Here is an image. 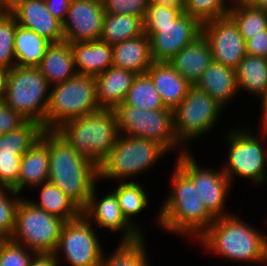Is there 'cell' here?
<instances>
[{"label":"cell","instance_id":"cell-1","mask_svg":"<svg viewBox=\"0 0 267 266\" xmlns=\"http://www.w3.org/2000/svg\"><path fill=\"white\" fill-rule=\"evenodd\" d=\"M48 182L60 188L81 210L98 179V167L80 156L55 130H48Z\"/></svg>","mask_w":267,"mask_h":266},{"label":"cell","instance_id":"cell-2","mask_svg":"<svg viewBox=\"0 0 267 266\" xmlns=\"http://www.w3.org/2000/svg\"><path fill=\"white\" fill-rule=\"evenodd\" d=\"M171 177L172 192L158 213L162 228L180 235L200 237L215 221L193 182L175 165Z\"/></svg>","mask_w":267,"mask_h":266},{"label":"cell","instance_id":"cell-3","mask_svg":"<svg viewBox=\"0 0 267 266\" xmlns=\"http://www.w3.org/2000/svg\"><path fill=\"white\" fill-rule=\"evenodd\" d=\"M197 241L228 259L267 263V236L234 214L216 218Z\"/></svg>","mask_w":267,"mask_h":266},{"label":"cell","instance_id":"cell-4","mask_svg":"<svg viewBox=\"0 0 267 266\" xmlns=\"http://www.w3.org/2000/svg\"><path fill=\"white\" fill-rule=\"evenodd\" d=\"M55 131L76 152L99 167L120 135L114 110L99 109L65 121Z\"/></svg>","mask_w":267,"mask_h":266},{"label":"cell","instance_id":"cell-5","mask_svg":"<svg viewBox=\"0 0 267 266\" xmlns=\"http://www.w3.org/2000/svg\"><path fill=\"white\" fill-rule=\"evenodd\" d=\"M50 87L37 67L14 66L4 73L1 99L26 120L43 125Z\"/></svg>","mask_w":267,"mask_h":266},{"label":"cell","instance_id":"cell-6","mask_svg":"<svg viewBox=\"0 0 267 266\" xmlns=\"http://www.w3.org/2000/svg\"><path fill=\"white\" fill-rule=\"evenodd\" d=\"M95 77L77 74L50 90L44 130H55L67 120L99 110Z\"/></svg>","mask_w":267,"mask_h":266},{"label":"cell","instance_id":"cell-7","mask_svg":"<svg viewBox=\"0 0 267 266\" xmlns=\"http://www.w3.org/2000/svg\"><path fill=\"white\" fill-rule=\"evenodd\" d=\"M166 152L161 144L152 140L120 134L98 167V178H116L125 182L155 165Z\"/></svg>","mask_w":267,"mask_h":266},{"label":"cell","instance_id":"cell-8","mask_svg":"<svg viewBox=\"0 0 267 266\" xmlns=\"http://www.w3.org/2000/svg\"><path fill=\"white\" fill-rule=\"evenodd\" d=\"M65 221L21 198L11 239L35 254H54Z\"/></svg>","mask_w":267,"mask_h":266},{"label":"cell","instance_id":"cell-9","mask_svg":"<svg viewBox=\"0 0 267 266\" xmlns=\"http://www.w3.org/2000/svg\"><path fill=\"white\" fill-rule=\"evenodd\" d=\"M114 112L120 134L152 140L167 151L181 147L174 133L173 110L139 109L122 102Z\"/></svg>","mask_w":267,"mask_h":266},{"label":"cell","instance_id":"cell-10","mask_svg":"<svg viewBox=\"0 0 267 266\" xmlns=\"http://www.w3.org/2000/svg\"><path fill=\"white\" fill-rule=\"evenodd\" d=\"M223 107L210 95L192 86L173 111L174 133L181 144L212 130Z\"/></svg>","mask_w":267,"mask_h":266},{"label":"cell","instance_id":"cell-11","mask_svg":"<svg viewBox=\"0 0 267 266\" xmlns=\"http://www.w3.org/2000/svg\"><path fill=\"white\" fill-rule=\"evenodd\" d=\"M254 135L244 128L233 130L228 135V163L222 171L231 184L234 176L251 179L258 184L265 181L267 148L265 150Z\"/></svg>","mask_w":267,"mask_h":266},{"label":"cell","instance_id":"cell-12","mask_svg":"<svg viewBox=\"0 0 267 266\" xmlns=\"http://www.w3.org/2000/svg\"><path fill=\"white\" fill-rule=\"evenodd\" d=\"M92 223L82 214L64 223L58 240L55 257L63 252L70 266H100L103 251Z\"/></svg>","mask_w":267,"mask_h":266},{"label":"cell","instance_id":"cell-13","mask_svg":"<svg viewBox=\"0 0 267 266\" xmlns=\"http://www.w3.org/2000/svg\"><path fill=\"white\" fill-rule=\"evenodd\" d=\"M176 166L193 182L207 210L215 217L230 215L225 213V201L231 182L221 171L199 167L193 156L184 149L178 156Z\"/></svg>","mask_w":267,"mask_h":266},{"label":"cell","instance_id":"cell-14","mask_svg":"<svg viewBox=\"0 0 267 266\" xmlns=\"http://www.w3.org/2000/svg\"><path fill=\"white\" fill-rule=\"evenodd\" d=\"M202 24L183 12L166 26H144L153 62H168L201 35Z\"/></svg>","mask_w":267,"mask_h":266},{"label":"cell","instance_id":"cell-15","mask_svg":"<svg viewBox=\"0 0 267 266\" xmlns=\"http://www.w3.org/2000/svg\"><path fill=\"white\" fill-rule=\"evenodd\" d=\"M43 126L27 121L20 128L0 135V186L18 193V174L22 155L42 136Z\"/></svg>","mask_w":267,"mask_h":266},{"label":"cell","instance_id":"cell-16","mask_svg":"<svg viewBox=\"0 0 267 266\" xmlns=\"http://www.w3.org/2000/svg\"><path fill=\"white\" fill-rule=\"evenodd\" d=\"M201 34L210 46L213 60L226 67L236 70L247 55L246 41L229 15L203 23Z\"/></svg>","mask_w":267,"mask_h":266},{"label":"cell","instance_id":"cell-17","mask_svg":"<svg viewBox=\"0 0 267 266\" xmlns=\"http://www.w3.org/2000/svg\"><path fill=\"white\" fill-rule=\"evenodd\" d=\"M104 15L102 0H72L61 23L64 41L74 43L99 40Z\"/></svg>","mask_w":267,"mask_h":266},{"label":"cell","instance_id":"cell-18","mask_svg":"<svg viewBox=\"0 0 267 266\" xmlns=\"http://www.w3.org/2000/svg\"><path fill=\"white\" fill-rule=\"evenodd\" d=\"M17 24L51 43L64 41L61 22L46 7L45 0H14L6 7Z\"/></svg>","mask_w":267,"mask_h":266},{"label":"cell","instance_id":"cell-19","mask_svg":"<svg viewBox=\"0 0 267 266\" xmlns=\"http://www.w3.org/2000/svg\"><path fill=\"white\" fill-rule=\"evenodd\" d=\"M96 194L95 185L86 207L82 210V215L87 220L90 222L93 220L92 223L95 222L97 227H104L110 229L112 232L121 230L124 234L122 235L123 238L120 239L121 242L136 241L142 237L124 218L114 192H109L100 200L97 199Z\"/></svg>","mask_w":267,"mask_h":266},{"label":"cell","instance_id":"cell-20","mask_svg":"<svg viewBox=\"0 0 267 266\" xmlns=\"http://www.w3.org/2000/svg\"><path fill=\"white\" fill-rule=\"evenodd\" d=\"M136 75L130 70L111 66L96 76V99L100 109L114 110L124 102Z\"/></svg>","mask_w":267,"mask_h":266},{"label":"cell","instance_id":"cell-21","mask_svg":"<svg viewBox=\"0 0 267 266\" xmlns=\"http://www.w3.org/2000/svg\"><path fill=\"white\" fill-rule=\"evenodd\" d=\"M70 48L79 75L96 77L112 66V45L105 41L74 42Z\"/></svg>","mask_w":267,"mask_h":266},{"label":"cell","instance_id":"cell-22","mask_svg":"<svg viewBox=\"0 0 267 266\" xmlns=\"http://www.w3.org/2000/svg\"><path fill=\"white\" fill-rule=\"evenodd\" d=\"M212 61L210 46L201 34L168 62L185 80L194 86Z\"/></svg>","mask_w":267,"mask_h":266},{"label":"cell","instance_id":"cell-23","mask_svg":"<svg viewBox=\"0 0 267 266\" xmlns=\"http://www.w3.org/2000/svg\"><path fill=\"white\" fill-rule=\"evenodd\" d=\"M49 151L48 130L21 157L18 174V194L27 185L32 187L48 182Z\"/></svg>","mask_w":267,"mask_h":266},{"label":"cell","instance_id":"cell-24","mask_svg":"<svg viewBox=\"0 0 267 266\" xmlns=\"http://www.w3.org/2000/svg\"><path fill=\"white\" fill-rule=\"evenodd\" d=\"M146 73L153 80L164 106L173 111L192 87L169 62H153Z\"/></svg>","mask_w":267,"mask_h":266},{"label":"cell","instance_id":"cell-25","mask_svg":"<svg viewBox=\"0 0 267 266\" xmlns=\"http://www.w3.org/2000/svg\"><path fill=\"white\" fill-rule=\"evenodd\" d=\"M194 86L224 107L238 90L236 70L213 60Z\"/></svg>","mask_w":267,"mask_h":266},{"label":"cell","instance_id":"cell-26","mask_svg":"<svg viewBox=\"0 0 267 266\" xmlns=\"http://www.w3.org/2000/svg\"><path fill=\"white\" fill-rule=\"evenodd\" d=\"M149 37L144 33L112 46V66L144 74L152 65Z\"/></svg>","mask_w":267,"mask_h":266},{"label":"cell","instance_id":"cell-27","mask_svg":"<svg viewBox=\"0 0 267 266\" xmlns=\"http://www.w3.org/2000/svg\"><path fill=\"white\" fill-rule=\"evenodd\" d=\"M37 68L51 88L53 85L63 83L78 74L70 43L66 41L51 43Z\"/></svg>","mask_w":267,"mask_h":266},{"label":"cell","instance_id":"cell-28","mask_svg":"<svg viewBox=\"0 0 267 266\" xmlns=\"http://www.w3.org/2000/svg\"><path fill=\"white\" fill-rule=\"evenodd\" d=\"M50 44L43 36L17 25L14 36L16 66L37 67Z\"/></svg>","mask_w":267,"mask_h":266},{"label":"cell","instance_id":"cell-29","mask_svg":"<svg viewBox=\"0 0 267 266\" xmlns=\"http://www.w3.org/2000/svg\"><path fill=\"white\" fill-rule=\"evenodd\" d=\"M142 34H144L142 18L130 14L105 13L100 40L113 46Z\"/></svg>","mask_w":267,"mask_h":266},{"label":"cell","instance_id":"cell-30","mask_svg":"<svg viewBox=\"0 0 267 266\" xmlns=\"http://www.w3.org/2000/svg\"><path fill=\"white\" fill-rule=\"evenodd\" d=\"M41 188L40 202H33L36 207L47 213L63 219L65 222L78 218L82 210L56 185L45 182Z\"/></svg>","mask_w":267,"mask_h":266},{"label":"cell","instance_id":"cell-31","mask_svg":"<svg viewBox=\"0 0 267 266\" xmlns=\"http://www.w3.org/2000/svg\"><path fill=\"white\" fill-rule=\"evenodd\" d=\"M237 85L261 96L267 85V58L247 54L236 69Z\"/></svg>","mask_w":267,"mask_h":266},{"label":"cell","instance_id":"cell-32","mask_svg":"<svg viewBox=\"0 0 267 266\" xmlns=\"http://www.w3.org/2000/svg\"><path fill=\"white\" fill-rule=\"evenodd\" d=\"M229 16L238 25L245 41L267 30V11L252 7L245 1L233 2Z\"/></svg>","mask_w":267,"mask_h":266},{"label":"cell","instance_id":"cell-33","mask_svg":"<svg viewBox=\"0 0 267 266\" xmlns=\"http://www.w3.org/2000/svg\"><path fill=\"white\" fill-rule=\"evenodd\" d=\"M113 192L118 199L126 221L143 236L142 230H139V226H136L131 218L133 215H138L148 205V196L142 185L136 181H122Z\"/></svg>","mask_w":267,"mask_h":266},{"label":"cell","instance_id":"cell-34","mask_svg":"<svg viewBox=\"0 0 267 266\" xmlns=\"http://www.w3.org/2000/svg\"><path fill=\"white\" fill-rule=\"evenodd\" d=\"M126 104L146 110L165 109L154 82L147 74H137L124 100Z\"/></svg>","mask_w":267,"mask_h":266},{"label":"cell","instance_id":"cell-35","mask_svg":"<svg viewBox=\"0 0 267 266\" xmlns=\"http://www.w3.org/2000/svg\"><path fill=\"white\" fill-rule=\"evenodd\" d=\"M143 237L136 241L119 242V247L108 258L103 254L100 266H149Z\"/></svg>","mask_w":267,"mask_h":266},{"label":"cell","instance_id":"cell-36","mask_svg":"<svg viewBox=\"0 0 267 266\" xmlns=\"http://www.w3.org/2000/svg\"><path fill=\"white\" fill-rule=\"evenodd\" d=\"M17 25L15 18L3 8L0 11V68L4 72L16 66L14 36Z\"/></svg>","mask_w":267,"mask_h":266},{"label":"cell","instance_id":"cell-37","mask_svg":"<svg viewBox=\"0 0 267 266\" xmlns=\"http://www.w3.org/2000/svg\"><path fill=\"white\" fill-rule=\"evenodd\" d=\"M231 2V0H229ZM226 0H186L183 11L201 24L229 15L232 4Z\"/></svg>","mask_w":267,"mask_h":266},{"label":"cell","instance_id":"cell-38","mask_svg":"<svg viewBox=\"0 0 267 266\" xmlns=\"http://www.w3.org/2000/svg\"><path fill=\"white\" fill-rule=\"evenodd\" d=\"M6 191L13 196L6 195ZM20 199L19 194L12 188L0 186V240L11 239L15 226L16 208Z\"/></svg>","mask_w":267,"mask_h":266},{"label":"cell","instance_id":"cell-39","mask_svg":"<svg viewBox=\"0 0 267 266\" xmlns=\"http://www.w3.org/2000/svg\"><path fill=\"white\" fill-rule=\"evenodd\" d=\"M29 251L31 252L12 240H0V266H29L35 255Z\"/></svg>","mask_w":267,"mask_h":266},{"label":"cell","instance_id":"cell-40","mask_svg":"<svg viewBox=\"0 0 267 266\" xmlns=\"http://www.w3.org/2000/svg\"><path fill=\"white\" fill-rule=\"evenodd\" d=\"M183 8L164 7L149 3L143 18V26H166L183 13Z\"/></svg>","mask_w":267,"mask_h":266},{"label":"cell","instance_id":"cell-41","mask_svg":"<svg viewBox=\"0 0 267 266\" xmlns=\"http://www.w3.org/2000/svg\"><path fill=\"white\" fill-rule=\"evenodd\" d=\"M105 13L130 14L144 18L149 0H102Z\"/></svg>","mask_w":267,"mask_h":266},{"label":"cell","instance_id":"cell-42","mask_svg":"<svg viewBox=\"0 0 267 266\" xmlns=\"http://www.w3.org/2000/svg\"><path fill=\"white\" fill-rule=\"evenodd\" d=\"M27 121L20 113L15 112L0 98V135L20 128Z\"/></svg>","mask_w":267,"mask_h":266},{"label":"cell","instance_id":"cell-43","mask_svg":"<svg viewBox=\"0 0 267 266\" xmlns=\"http://www.w3.org/2000/svg\"><path fill=\"white\" fill-rule=\"evenodd\" d=\"M246 52L249 55L267 58V30L246 40Z\"/></svg>","mask_w":267,"mask_h":266},{"label":"cell","instance_id":"cell-44","mask_svg":"<svg viewBox=\"0 0 267 266\" xmlns=\"http://www.w3.org/2000/svg\"><path fill=\"white\" fill-rule=\"evenodd\" d=\"M45 2L47 10L62 23L72 0H45Z\"/></svg>","mask_w":267,"mask_h":266},{"label":"cell","instance_id":"cell-45","mask_svg":"<svg viewBox=\"0 0 267 266\" xmlns=\"http://www.w3.org/2000/svg\"><path fill=\"white\" fill-rule=\"evenodd\" d=\"M59 259L54 254H35L29 266H58Z\"/></svg>","mask_w":267,"mask_h":266},{"label":"cell","instance_id":"cell-46","mask_svg":"<svg viewBox=\"0 0 267 266\" xmlns=\"http://www.w3.org/2000/svg\"><path fill=\"white\" fill-rule=\"evenodd\" d=\"M186 0H149V3H154L160 6L175 8H183Z\"/></svg>","mask_w":267,"mask_h":266},{"label":"cell","instance_id":"cell-47","mask_svg":"<svg viewBox=\"0 0 267 266\" xmlns=\"http://www.w3.org/2000/svg\"><path fill=\"white\" fill-rule=\"evenodd\" d=\"M262 99V127H264L267 124V85L266 88L264 90V92L262 93V95L260 96Z\"/></svg>","mask_w":267,"mask_h":266},{"label":"cell","instance_id":"cell-48","mask_svg":"<svg viewBox=\"0 0 267 266\" xmlns=\"http://www.w3.org/2000/svg\"><path fill=\"white\" fill-rule=\"evenodd\" d=\"M244 1L252 7L267 11V0H244Z\"/></svg>","mask_w":267,"mask_h":266},{"label":"cell","instance_id":"cell-49","mask_svg":"<svg viewBox=\"0 0 267 266\" xmlns=\"http://www.w3.org/2000/svg\"><path fill=\"white\" fill-rule=\"evenodd\" d=\"M4 73L5 72L0 68V98L2 97V92H3Z\"/></svg>","mask_w":267,"mask_h":266},{"label":"cell","instance_id":"cell-50","mask_svg":"<svg viewBox=\"0 0 267 266\" xmlns=\"http://www.w3.org/2000/svg\"><path fill=\"white\" fill-rule=\"evenodd\" d=\"M14 0H0V4L3 8H6L10 3H12Z\"/></svg>","mask_w":267,"mask_h":266},{"label":"cell","instance_id":"cell-51","mask_svg":"<svg viewBox=\"0 0 267 266\" xmlns=\"http://www.w3.org/2000/svg\"><path fill=\"white\" fill-rule=\"evenodd\" d=\"M262 128H263V129H262V130H263L262 132H263L264 134H267V124H266L264 127H262Z\"/></svg>","mask_w":267,"mask_h":266},{"label":"cell","instance_id":"cell-52","mask_svg":"<svg viewBox=\"0 0 267 266\" xmlns=\"http://www.w3.org/2000/svg\"><path fill=\"white\" fill-rule=\"evenodd\" d=\"M232 2H237V1H244V0H231Z\"/></svg>","mask_w":267,"mask_h":266}]
</instances>
